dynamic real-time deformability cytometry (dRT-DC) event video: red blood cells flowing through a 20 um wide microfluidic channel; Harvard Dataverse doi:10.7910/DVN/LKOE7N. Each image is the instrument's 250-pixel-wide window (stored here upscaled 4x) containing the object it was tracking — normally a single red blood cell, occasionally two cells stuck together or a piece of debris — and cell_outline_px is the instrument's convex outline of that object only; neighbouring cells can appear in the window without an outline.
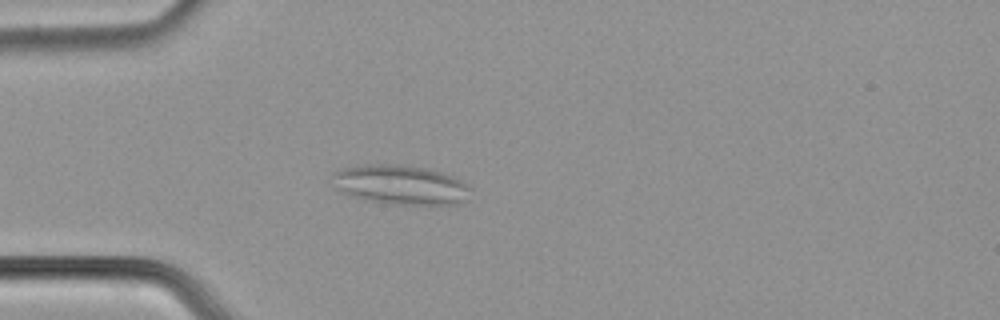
{"species": "common noctule bat (a hibernating species)", "species_latin": "Nyctalus noctula", "temperature_condition": "cold", "stored_images_in_passage": 41, "camera_frame_rate_fps": 3000, "um_per_image_px": 0.085, "animal": {"sex": "male", "body_mass_g": 21.5, "forearm_length_mm": 52.0}, "frame": {"image": 1, "passage_image": 4, "time_ms": 1.0, "image_size_px": [1000, 320], "cell_outline_px": [[472, 200], [464, 204], [388, 204], [348, 196], [332, 188], [332, 172], [344, 168], [364, 164], [400, 164], [424, 168], [440, 172], [452, 176], [468, 184], [472, 188]], "centroid_in_image_um": [34.06, 15.72], "position_along_channel_um": 50.9, "area_um2": 32.6}}
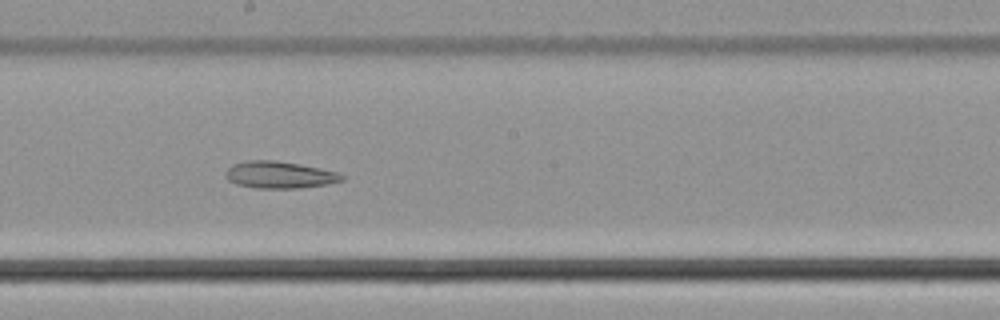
{"frame": {"image": 2, "passage_image": 19, "time_ms": 6.0, "image_size_px": [1000, 320], "cell_outline_px": [[344, 180], [328, 184], [300, 188], [256, 188], [236, 184], [228, 180], [224, 176], [224, 172], [232, 164], [248, 160], [276, 160], [300, 164], [320, 168], [336, 172], [344, 176]], "centroid_in_image_um": [23.72, 14.86], "position_along_channel_um": 224.5, "area_um2": 18.38}}
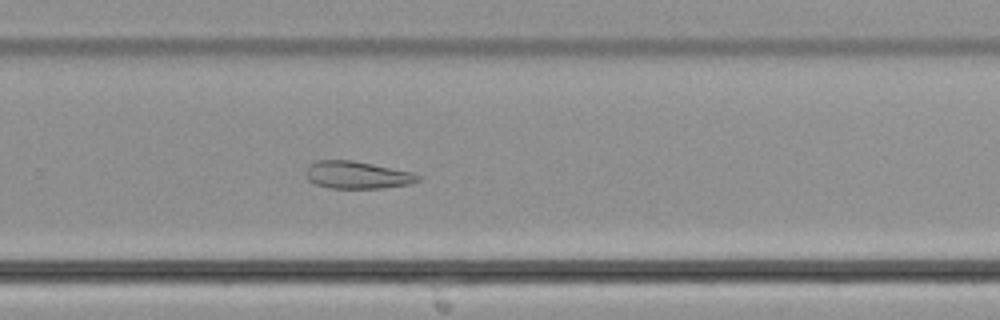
{"frame": {"image": 3, "passage_image": 25, "time_ms": 8.0, "image_size_px": [1000, 320], "cell_outline_px": [[420, 180], [408, 184], [384, 188], [328, 188], [316, 184], [308, 180], [308, 168], [316, 160], [352, 160], [412, 172], [420, 176]], "centroid_in_image_um": [30.38, 14.88], "position_along_channel_um": 299.4, "area_um2": 17.63}}